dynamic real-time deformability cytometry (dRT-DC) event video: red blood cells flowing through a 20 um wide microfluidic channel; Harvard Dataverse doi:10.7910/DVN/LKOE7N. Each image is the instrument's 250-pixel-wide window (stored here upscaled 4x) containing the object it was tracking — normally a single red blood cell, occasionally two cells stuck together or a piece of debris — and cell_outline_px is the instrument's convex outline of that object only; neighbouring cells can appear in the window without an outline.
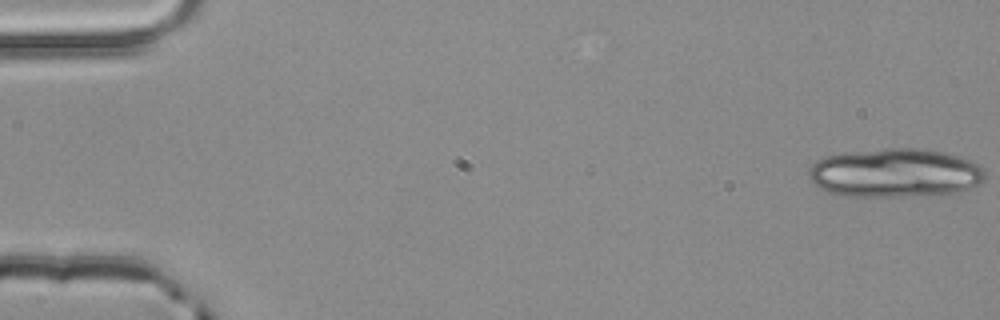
{"species": "common noctule bat (a hibernating species)", "species_latin": "Nyctalus noctula", "temperature_condition": "room temperature", "stored_images_in_passage": 5, "segment_of_instrument_passage": [1, 2], "camera_frame_rate_fps": 3000, "um_per_image_px": 0.085, "animal": {"sex": "male", "body_mass_g": 20.4}, "frame": {"image": 1, "passage_image": 1, "time_ms": 0.0, "image_size_px": [1000, 320], "cell_outline_px": [[984, 180], [980, 184], [956, 192], [904, 196], [844, 196], [828, 192], [812, 184], [808, 176], [808, 172], [812, 164], [816, 160], [824, 156], [844, 152], [884, 148], [916, 148], [944, 152], [972, 160], [984, 168]], "centroid_in_image_um": [76.04, 14.68], "position_along_channel_um": 9.0, "area_um2": 50.46}}